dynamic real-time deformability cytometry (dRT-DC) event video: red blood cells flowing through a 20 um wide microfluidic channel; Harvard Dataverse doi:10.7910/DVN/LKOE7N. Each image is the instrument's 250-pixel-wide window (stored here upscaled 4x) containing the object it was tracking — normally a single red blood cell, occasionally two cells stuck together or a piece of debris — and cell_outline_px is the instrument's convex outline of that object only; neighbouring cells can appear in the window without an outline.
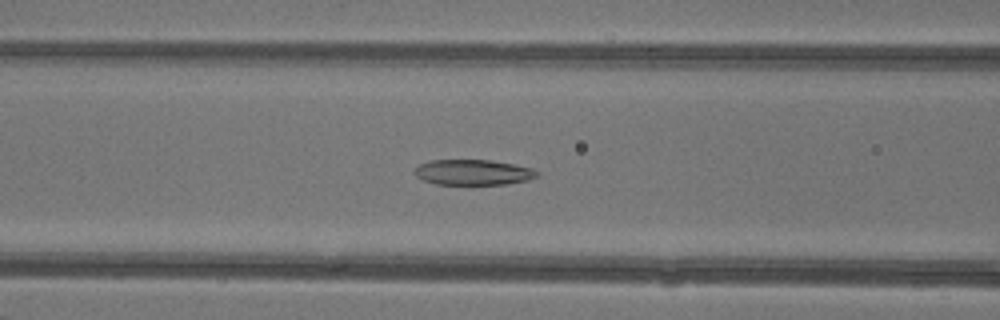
{"species": "common noctule bat (a hibernating species)", "species_latin": "Nyctalus noctula", "temperature_condition": "warm", "stored_images_in_passage": 48, "camera_frame_rate_fps": 3000, "um_per_image_px": 0.085, "animal": {"sex": "female"}, "frame": {"image": 1, "passage_image": 21, "time_ms": 6.667, "image_size_px": [1000, 320], "cell_outline_px": [[540, 176], [528, 180], [508, 184], [436, 184], [424, 180], [416, 176], [416, 168], [420, 164], [428, 160], [488, 160], [512, 164], [532, 168], [540, 172]], "centroid_in_image_um": [40.26, 14.65], "position_along_channel_um": 126.3, "area_um2": 18.09}}
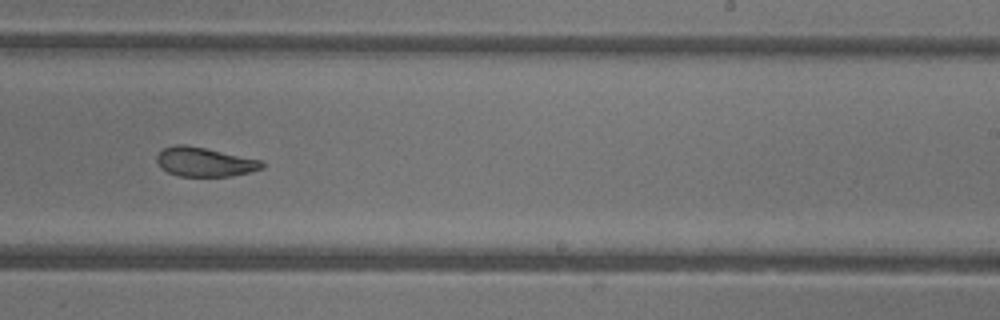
{"frame": {"image": 2, "passage_image": 31, "time_ms": 10.0, "image_size_px": [1000, 320], "cell_outline_px": [[264, 168], [232, 176], [180, 176], [168, 172], [160, 168], [156, 160], [156, 156], [164, 148], [176, 144], [184, 144], [204, 148], [260, 160], [264, 164]], "centroid_in_image_um": [17.35, 13.77], "position_along_channel_um": 271.6, "area_um2": 17.69}}
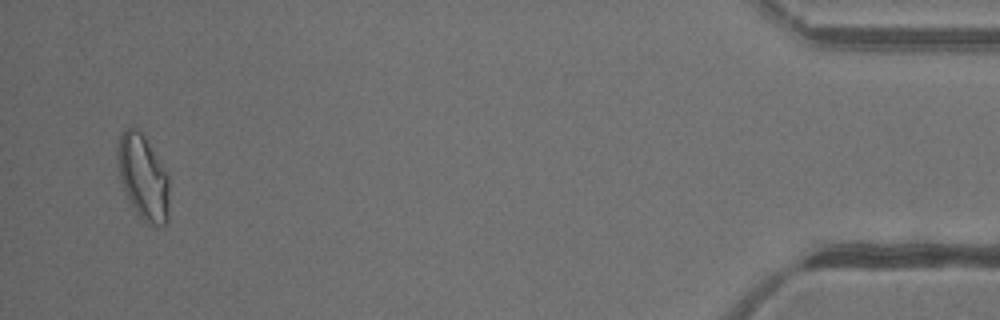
{"frame": {"image": 3, "passage_image": 47, "time_ms": 15.333, "image_size_px": [1000, 320], "cell_outline_px": [[168, 220], [164, 224], [156, 228], [148, 224], [136, 212], [120, 180], [116, 156], [116, 148], [120, 136], [124, 128], [136, 128], [144, 136], [168, 172]], "centroid_in_image_um": [12.17, 15.06], "position_along_channel_um": 423.0, "area_um2": 25.61}, "authors_computed_cell_mechanics": {"area_um2": 20.7791, "velocity_mm_per_s": 4.3596, "shape_relaxation_time_tau1_ms": 9.8888, "shape_relaxation_time_tau2_ms": 1.8276, "deformation_change_tau1": 0.2741, "deformation_change_tau2": 0.088}}